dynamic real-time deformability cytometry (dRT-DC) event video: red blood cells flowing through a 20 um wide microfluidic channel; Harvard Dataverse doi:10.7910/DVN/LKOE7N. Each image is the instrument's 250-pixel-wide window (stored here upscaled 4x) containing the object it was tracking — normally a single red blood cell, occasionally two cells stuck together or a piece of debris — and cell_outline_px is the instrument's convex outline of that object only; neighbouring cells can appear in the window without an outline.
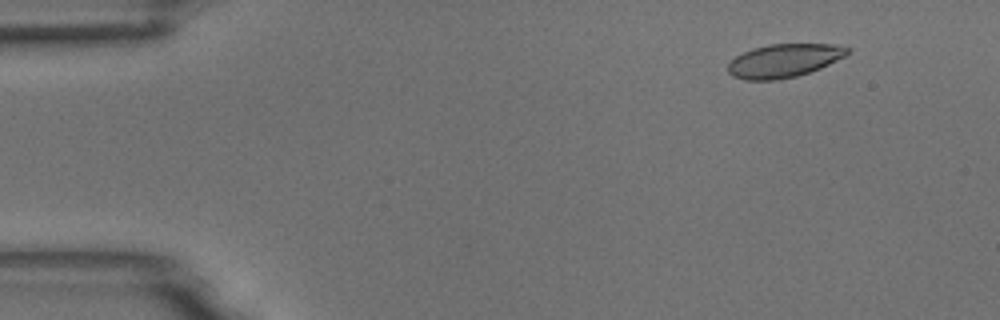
{"species": "common noctule bat (a hibernating species)", "species_latin": "Nyctalus noctula", "temperature_condition": "room temperature", "stored_images_in_passage": 6, "camera_frame_rate_fps": 3000, "um_per_image_px": 0.085, "animal": {"sex": "male", "body_mass_g": 18.8}, "frame": {"image": 1, "passage_image": 2, "time_ms": 0.333, "image_size_px": [1000, 320], "cell_outline_px": [[852, 52], [820, 68], [796, 76], [776, 80], [744, 80], [732, 76], [728, 72], [728, 64], [736, 56], [752, 48], [768, 44], [832, 44], [852, 48]], "centroid_in_image_um": [66.63, 5.15], "position_along_channel_um": 18.4, "area_um2": 23.24}}
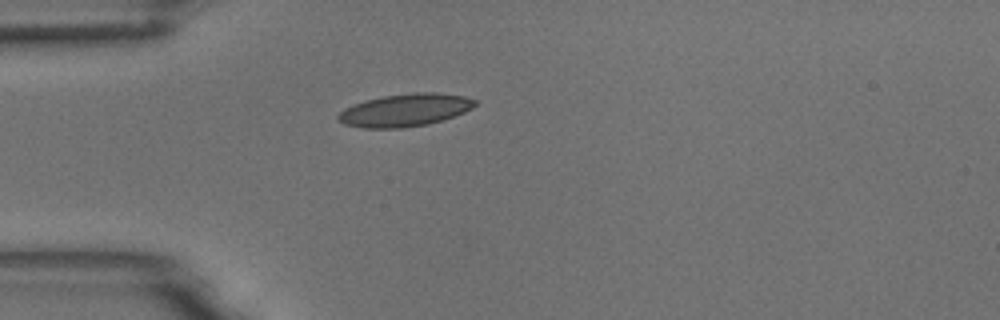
{"frame": {"image": 2, "passage_image": 5, "time_ms": 1.333, "image_size_px": [1000, 320], "cell_outline_px": [[476, 104], [472, 108], [464, 112], [428, 124], [400, 128], [364, 128], [344, 124], [336, 116], [344, 108], [364, 100], [384, 96], [412, 92], [436, 92], [464, 96], [476, 100]], "centroid_in_image_um": [34.41, 9.35], "position_along_channel_um": 50.6, "area_um2": 25.89}}